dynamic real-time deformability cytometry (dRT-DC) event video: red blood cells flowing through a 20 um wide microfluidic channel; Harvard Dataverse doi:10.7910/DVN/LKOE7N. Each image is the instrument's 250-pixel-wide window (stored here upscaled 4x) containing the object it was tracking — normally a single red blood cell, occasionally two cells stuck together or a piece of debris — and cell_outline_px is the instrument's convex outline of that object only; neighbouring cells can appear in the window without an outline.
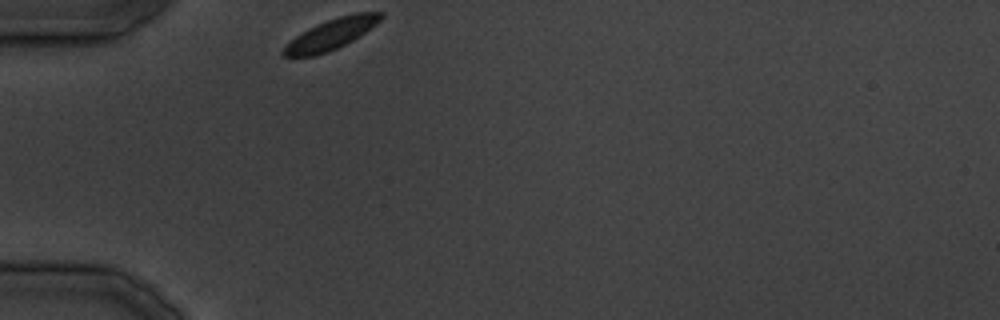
{"species": "common noctule bat (a hibernating species)", "species_latin": "Nyctalus noctula", "temperature_condition": "cold", "stored_images_in_passage": 7, "camera_frame_rate_fps": 3000, "um_per_image_px": 0.085, "animal": {"sex": "male", "body_mass_g": 19.5, "forearm_length_mm": 54.6}, "frame": {"image": 1, "passage_image": 1, "time_ms": 0.0, "image_size_px": [1000, 320], "cell_outline_px": [[384, 16], [376, 24], [352, 40], [328, 52], [316, 56], [284, 56], [280, 52], [296, 36], [308, 28], [316, 24], [336, 16], [356, 12], [384, 12]], "centroid_in_image_um": [28.16, 2.88], "position_along_channel_um": 56.8, "area_um2": 17.17}}